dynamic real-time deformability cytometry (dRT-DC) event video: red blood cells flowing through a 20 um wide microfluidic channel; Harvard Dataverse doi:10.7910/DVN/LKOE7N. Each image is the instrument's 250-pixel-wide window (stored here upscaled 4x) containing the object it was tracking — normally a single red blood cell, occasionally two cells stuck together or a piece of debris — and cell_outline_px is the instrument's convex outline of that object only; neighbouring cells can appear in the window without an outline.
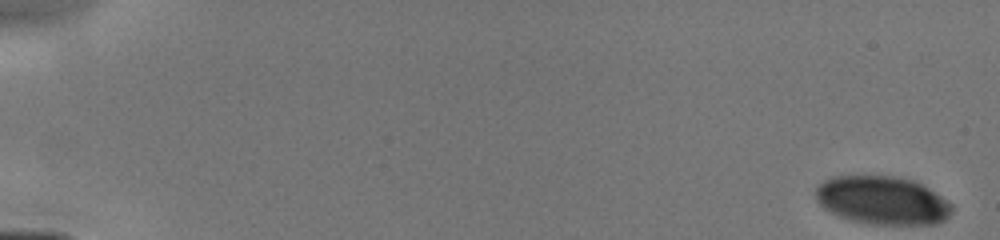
{"species": "human", "species_latin": "Homo sapiens", "temperature_condition": "cold", "stored_images_in_passage": 13, "camera_frame_rate_fps": 3000, "um_per_image_px": 0.085, "donor": {"sex": "male"}, "frame": {"image": 1, "passage_image": 1, "time_ms": 0.0, "image_size_px": [1000, 240], "cell_outline_px": [[952, 212], [944, 220], [936, 224], [864, 224], [848, 220], [828, 212], [816, 200], [816, 184], [832, 176], [900, 176], [912, 180], [928, 188], [952, 204]], "centroid_in_image_um": [74.95, 17.04], "position_along_channel_um": 10.0, "area_um2": 38.61}}
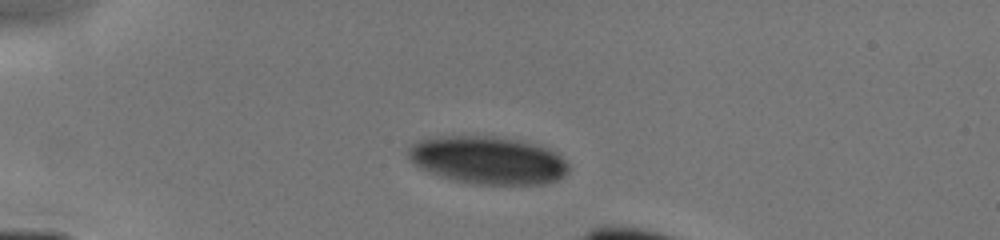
{"frame": {"image": 2, "passage_image": 10, "time_ms": 4.0, "image_size_px": [1000, 240], "cell_outline_px": [[568, 172], [564, 176], [556, 180], [544, 184], [472, 184], [452, 180], [428, 172], [420, 168], [408, 160], [408, 148], [420, 140], [440, 136], [492, 136], [520, 140], [540, 144], [556, 152], [568, 164]], "centroid_in_image_um": [41.47, 13.62], "position_along_channel_um": 43.5, "area_um2": 44.91}}